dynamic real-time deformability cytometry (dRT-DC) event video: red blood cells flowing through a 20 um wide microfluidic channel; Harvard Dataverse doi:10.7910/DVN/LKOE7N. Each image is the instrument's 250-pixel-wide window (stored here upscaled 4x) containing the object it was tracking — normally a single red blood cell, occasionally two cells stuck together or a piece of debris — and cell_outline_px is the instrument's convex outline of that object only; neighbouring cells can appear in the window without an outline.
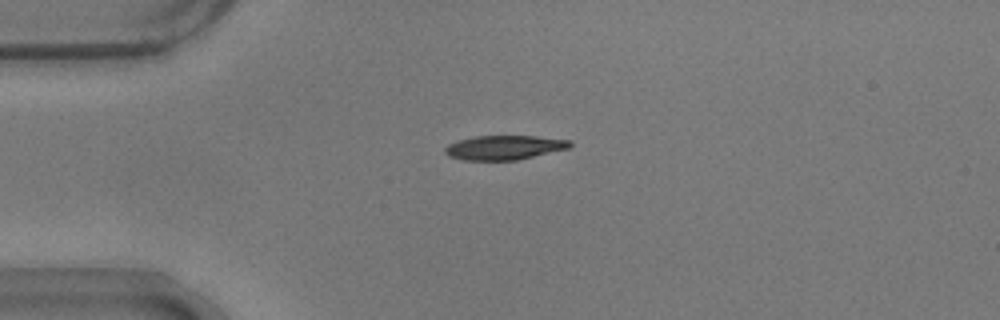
{"species": "common noctule bat (a hibernating species)", "species_latin": "Nyctalus noctula", "temperature_condition": "warm", "stored_images_in_passage": 42, "camera_frame_rate_fps": 3000, "um_per_image_px": 0.085, "animal": {"sex": "male", "body_mass_g": 17.9}, "frame": {"image": 1, "passage_image": 1, "time_ms": 0.0, "image_size_px": [1000, 320], "cell_outline_px": [[572, 144], [568, 148], [516, 160], [464, 160], [448, 156], [444, 152], [444, 148], [448, 144], [460, 140], [476, 136], [536, 136], [572, 140]], "centroid_in_image_um": [42.85, 12.53], "position_along_channel_um": 42.2, "area_um2": 17.57}}
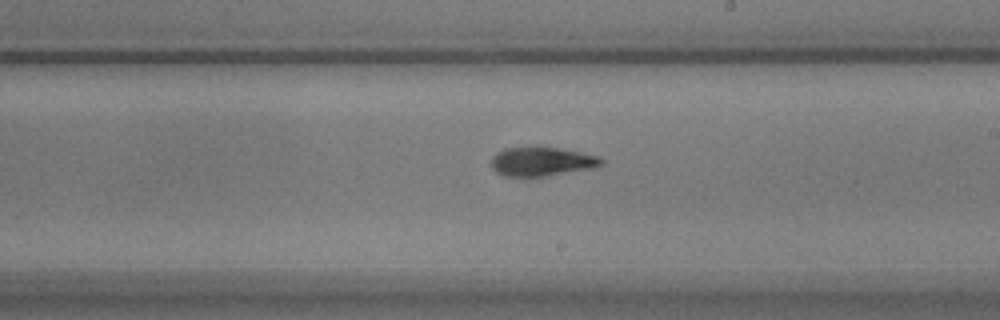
{"frame": {"image": 2, "passage_image": 19, "time_ms": 6.0, "image_size_px": [1000, 320], "cell_outline_px": [[604, 164], [596, 168], [544, 176], [504, 176], [496, 172], [492, 168], [492, 156], [496, 152], [504, 148], [532, 144], [540, 144], [600, 156], [604, 160]], "centroid_in_image_um": [46.06, 13.68], "position_along_channel_um": 242.9, "area_um2": 19.48}}
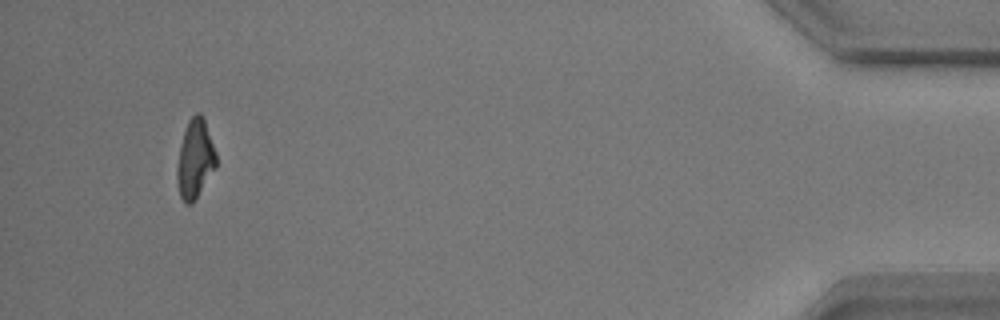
{"frame": {"image": 3, "passage_image": 39, "time_ms": 12.667, "image_size_px": [1000, 320], "cell_outline_px": [[216, 168], [192, 204], [184, 204], [180, 196], [176, 176], [176, 168], [180, 148], [184, 132], [188, 120], [196, 112], [200, 112], [204, 120], [216, 152]], "centroid_in_image_um": [16.57, 13.54], "position_along_channel_um": 418.6, "area_um2": 17.86}, "authors_computed_cell_mechanics": {"area_um2": 18.5249, "velocity_mm_per_s": 3.7238, "shape_relaxation_time_tau1_ms": 2.6085, "shape_relaxation_time_tau2_ms": 2.7513, "deformation_change_tau1": 0.1411, "deformation_change_tau2": 0.0834}}